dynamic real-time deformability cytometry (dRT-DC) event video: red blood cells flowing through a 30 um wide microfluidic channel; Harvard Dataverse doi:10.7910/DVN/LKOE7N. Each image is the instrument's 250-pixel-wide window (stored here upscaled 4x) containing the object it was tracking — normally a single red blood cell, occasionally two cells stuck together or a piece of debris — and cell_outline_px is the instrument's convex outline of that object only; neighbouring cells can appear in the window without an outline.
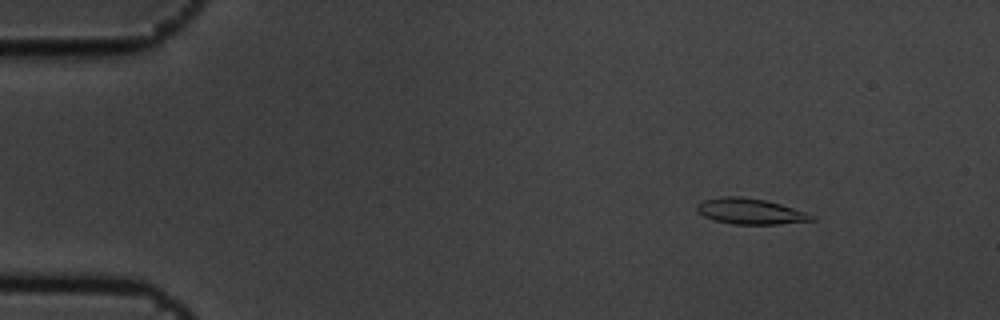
{"species": "common noctule bat (a hibernating species)", "species_latin": "Nyctalus noctula", "temperature_condition": "cold", "stored_images_in_passage": 9, "camera_frame_rate_fps": 3000, "um_per_image_px": 0.085, "animal": {"sex": "male", "body_mass_g": 19.5, "forearm_length_mm": 54.6}, "frame": {"image": 1, "passage_image": 2, "time_ms": 0.333, "image_size_px": [1000, 320], "cell_outline_px": [[816, 220], [780, 224], [732, 224], [716, 220], [704, 216], [696, 212], [696, 204], [704, 200], [720, 196], [740, 196], [764, 200], [780, 204], [816, 216]], "centroid_in_image_um": [63.75, 17.96], "position_along_channel_um": 21.3, "area_um2": 17.17}}
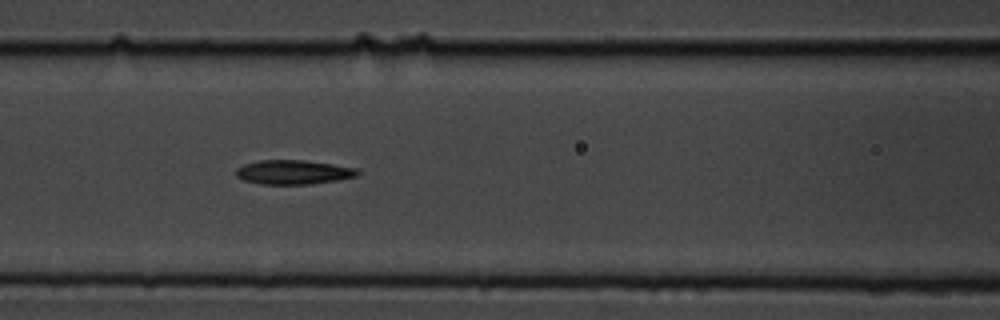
{"frame": {"image": 2, "passage_image": 7, "time_ms": 2.0, "image_size_px": [1000, 320], "cell_outline_px": [[360, 172], [356, 176], [336, 180], [308, 184], [260, 184], [244, 180], [236, 176], [236, 168], [244, 164], [260, 160], [304, 160], [332, 164], [356, 168]], "centroid_in_image_um": [24.91, 14.63], "position_along_channel_um": 141.7, "area_um2": 17.05}}
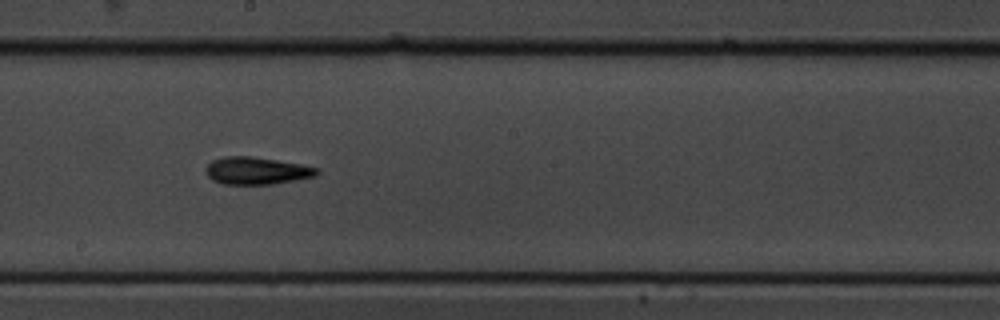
{"frame": {"image": 3, "passage_image": 9, "time_ms": 2.667, "image_size_px": [1000, 320], "cell_outline_px": [[320, 172], [316, 176], [296, 180], [272, 184], [220, 184], [212, 180], [204, 172], [204, 168], [212, 160], [224, 156], [252, 156], [300, 164], [320, 168]], "centroid_in_image_um": [21.79, 14.51], "position_along_channel_um": 226.4, "area_um2": 17.92}}